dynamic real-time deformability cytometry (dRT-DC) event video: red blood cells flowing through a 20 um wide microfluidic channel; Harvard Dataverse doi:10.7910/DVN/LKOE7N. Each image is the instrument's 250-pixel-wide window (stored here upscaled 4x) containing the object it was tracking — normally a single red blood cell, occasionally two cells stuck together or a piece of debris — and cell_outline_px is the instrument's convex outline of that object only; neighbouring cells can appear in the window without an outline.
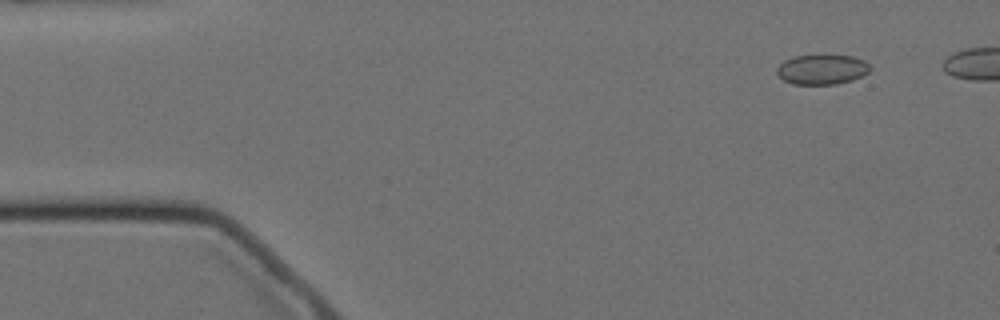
{"species": "Egyptian fruit bat (a non-hibernating species)", "species_latin": "Rousettus aegyptiacus", "temperature_condition": "cold", "stored_images_in_passage": 15, "camera_frame_rate_fps": 3000, "um_per_image_px": 0.085, "animal": {"sex": "female"}, "frame": {"image": 1, "passage_image": 1, "time_ms": 0.0, "image_size_px": [1000, 320], "cell_outline_px": [[872, 68], [864, 76], [852, 80], [836, 84], [792, 84], [784, 80], [776, 72], [776, 68], [784, 60], [796, 56], [852, 56], [864, 60]], "centroid_in_image_um": [69.89, 5.92], "position_along_channel_um": 15.1, "area_um2": 16.13}}
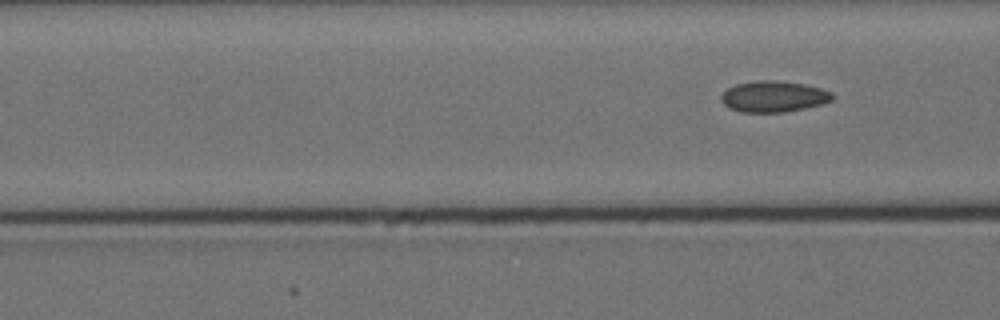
{"frame": {"image": 2, "passage_image": 15, "time_ms": 1674.0, "image_size_px": [1000, 320], "cell_outline_px": [[832, 100], [824, 104], [784, 112], [740, 112], [728, 108], [720, 100], [720, 96], [728, 88], [736, 84], [756, 80], [768, 80], [804, 84], [820, 88], [832, 92]], "centroid_in_image_um": [65.73, 8.21], "position_along_channel_um": 100.9, "area_um2": 20.11}}